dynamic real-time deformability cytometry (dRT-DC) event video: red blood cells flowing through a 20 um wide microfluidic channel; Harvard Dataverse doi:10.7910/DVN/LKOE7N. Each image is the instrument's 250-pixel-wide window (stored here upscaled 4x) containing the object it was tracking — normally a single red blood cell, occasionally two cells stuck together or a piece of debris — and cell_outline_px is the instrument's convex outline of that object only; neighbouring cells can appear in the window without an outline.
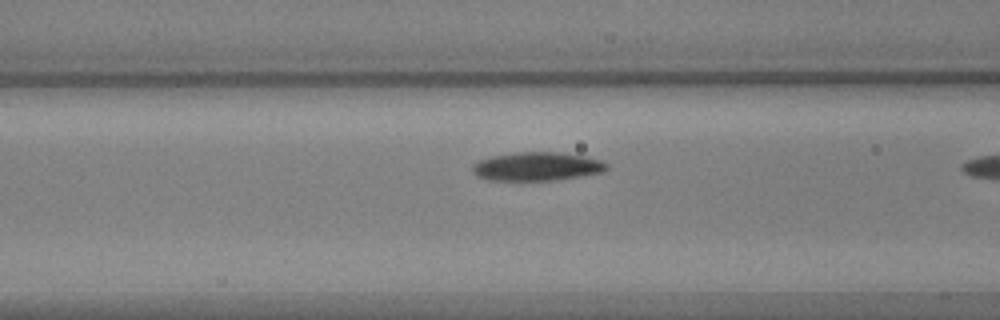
{"species": "common noctule bat (a hibernating species)", "species_latin": "Nyctalus noctula", "temperature_condition": "warm", "stored_images_in_passage": 19, "camera_frame_rate_fps": 3000, "um_per_image_px": 0.085, "animal": {"sex": "male", "body_mass_g": 17.9, "forearm_length_mm": 54.2}, "frame": {"image": 1, "passage_image": 18, "time_ms": 5.667, "image_size_px": [1000, 320], "cell_outline_px": [[608, 168], [604, 172], [556, 180], [488, 180], [476, 176], [472, 172], [472, 164], [480, 160], [492, 156], [516, 152], [560, 152], [584, 156], [600, 160], [608, 164]], "centroid_in_image_um": [45.63, 14.15], "position_along_channel_um": 121.0, "area_um2": 22.43}}